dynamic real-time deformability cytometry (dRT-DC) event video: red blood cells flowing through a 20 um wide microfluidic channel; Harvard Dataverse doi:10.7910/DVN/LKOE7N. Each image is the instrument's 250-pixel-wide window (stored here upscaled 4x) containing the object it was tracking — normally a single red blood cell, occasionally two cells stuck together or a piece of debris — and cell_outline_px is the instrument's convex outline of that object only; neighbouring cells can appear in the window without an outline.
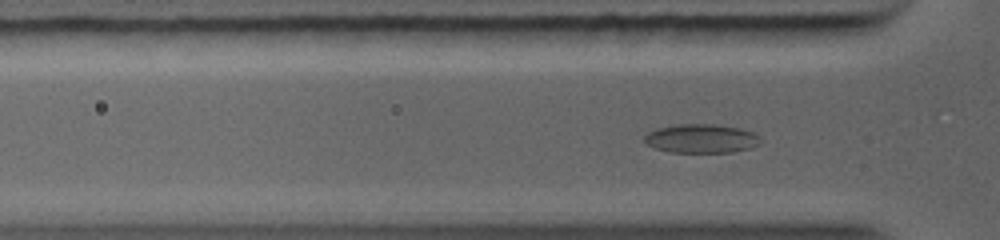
{"species": "common noctule bat (a hibernating species)", "species_latin": "Nyctalus noctula", "temperature_condition": "warm", "stored_images_in_passage": 55, "camera_frame_rate_fps": 5000, "um_per_image_px": 0.085, "animal": {"sex": "female", "body_mass_g": 19.0, "forearm_length_mm": 56.7}, "frame": {"image": 1, "passage_image": 18, "time_ms": 3.0, "image_size_px": [1000, 240], "cell_outline_px": [[748, 132], [744, 148], [728, 152], [676, 152], [660, 148], [652, 144], [648, 140], [648, 136], [652, 132], [660, 128], [680, 124], [708, 124], [736, 128]], "centroid_in_image_um": [59.39, 11.76], "position_along_channel_um": 66.4, "area_um2": 16.94}}
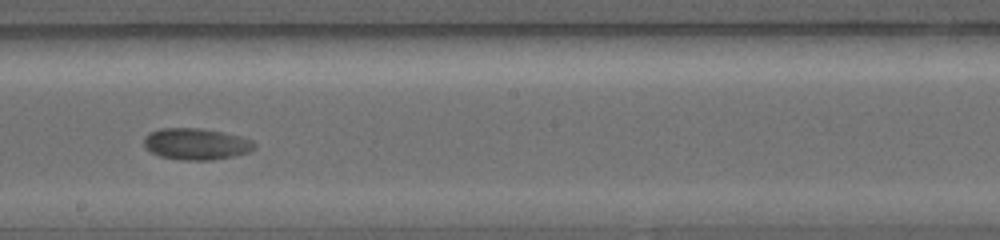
{"frame": {"image": 2, "passage_image": 31, "time_ms": 6.6, "image_size_px": [1000, 240], "cell_outline_px": [[248, 148], [240, 152], [224, 156], [200, 160], [164, 156], [148, 148], [144, 140], [152, 132], [164, 128], [196, 128], [220, 132], [232, 136]], "centroid_in_image_um": [16.4, 12.2], "position_along_channel_um": 231.8, "area_um2": 17.4}}
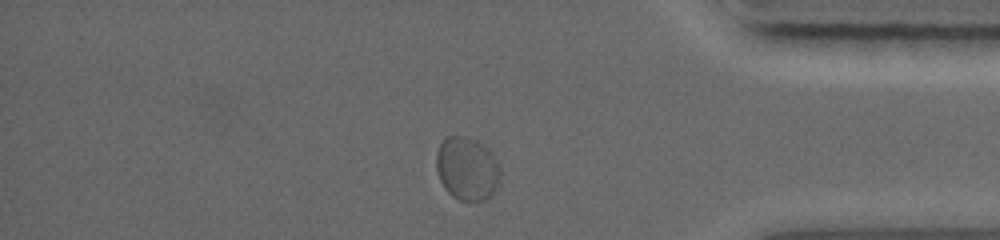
{"frame": {"image": 3, "passage_image": 48, "time_ms": 10.6, "image_size_px": [1000, 240], "cell_outline_px": [[496, 180], [488, 196], [484, 200], [460, 200], [452, 196], [448, 192], [440, 180], [436, 168], [436, 156], [440, 144], [448, 136], [464, 136], [476, 144], [496, 168]], "centroid_in_image_um": [39.51, 14.38], "position_along_channel_um": 395.7, "area_um2": 21.27}}